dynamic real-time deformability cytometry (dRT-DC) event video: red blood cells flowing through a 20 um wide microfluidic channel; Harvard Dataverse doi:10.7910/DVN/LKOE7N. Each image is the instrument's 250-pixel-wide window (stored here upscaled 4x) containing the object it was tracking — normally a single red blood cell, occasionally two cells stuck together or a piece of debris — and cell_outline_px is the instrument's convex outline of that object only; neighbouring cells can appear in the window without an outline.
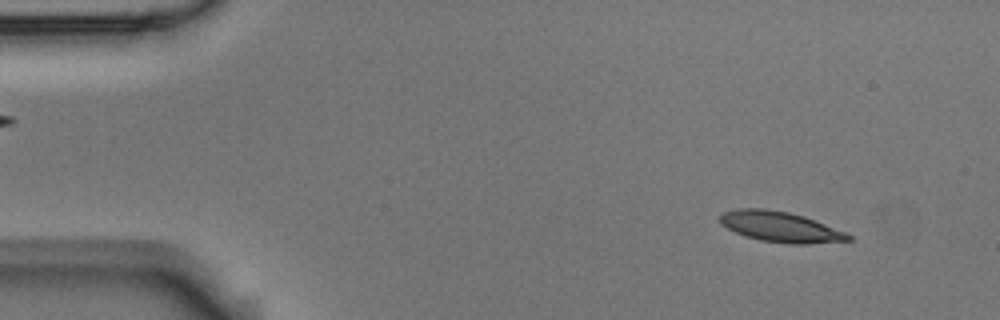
{"species": "Egyptian fruit bat (a non-hibernating species)", "species_latin": "Rousettus aegyptiacus", "temperature_condition": "room temperature", "stored_images_in_passage": 5, "camera_frame_rate_fps": 3000, "um_per_image_px": 0.085, "animal": {"sex": "male"}, "frame": {"image": 1, "passage_image": 1, "time_ms": 0.0, "image_size_px": [1000, 320], "cell_outline_px": [[852, 240], [804, 244], [788, 244], [760, 240], [744, 236], [720, 224], [720, 216], [724, 212], [736, 208], [764, 208], [788, 212], [804, 216], [848, 232], [852, 236]], "centroid_in_image_um": [66.35, 19.28], "position_along_channel_um": 18.6, "area_um2": 22.89}}
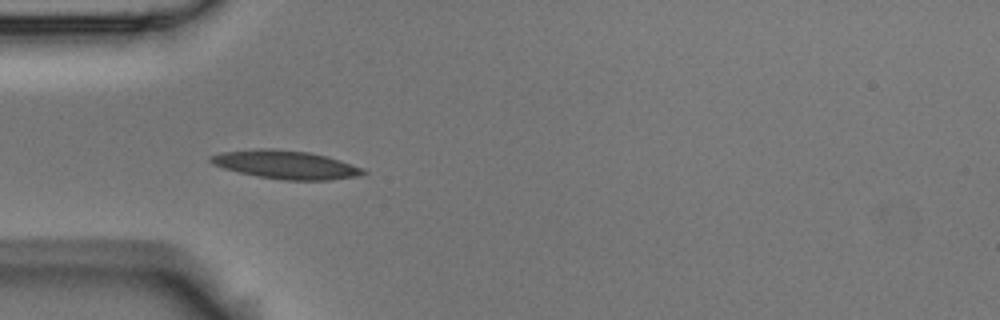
{"frame": {"image": 2, "passage_image": 4, "time_ms": 1.0, "image_size_px": [1000, 320], "cell_outline_px": [[368, 172], [360, 176], [332, 180], [284, 180], [256, 176], [224, 168], [212, 164], [208, 160], [208, 156], [220, 152], [260, 148], [272, 148], [308, 152], [328, 156], [364, 168]], "centroid_in_image_um": [24.3, 13.99], "position_along_channel_um": 60.7, "area_um2": 25.49}}
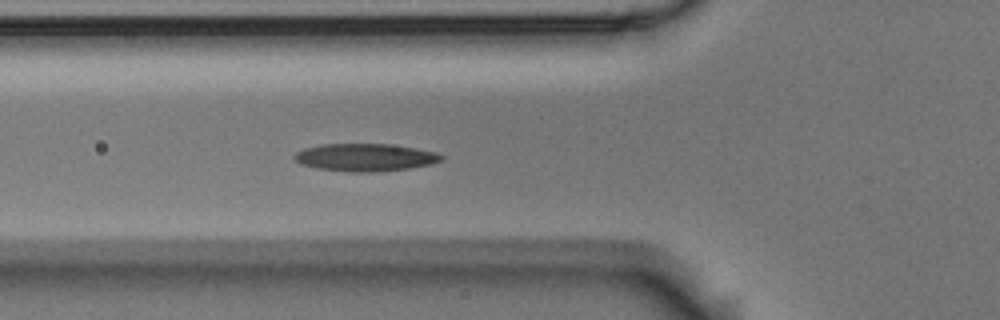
{"frame": {"image": 3, "passage_image": 5, "time_ms": 1.333, "image_size_px": [1000, 320], "cell_outline_px": [[444, 156], [440, 160], [432, 164], [408, 168], [372, 172], [348, 172], [316, 168], [304, 164], [296, 160], [292, 156], [296, 152], [304, 148], [320, 144], [388, 144], [416, 148], [436, 152]], "centroid_in_image_um": [31.03, 13.37], "position_along_channel_um": 94.8, "area_um2": 23.52}}